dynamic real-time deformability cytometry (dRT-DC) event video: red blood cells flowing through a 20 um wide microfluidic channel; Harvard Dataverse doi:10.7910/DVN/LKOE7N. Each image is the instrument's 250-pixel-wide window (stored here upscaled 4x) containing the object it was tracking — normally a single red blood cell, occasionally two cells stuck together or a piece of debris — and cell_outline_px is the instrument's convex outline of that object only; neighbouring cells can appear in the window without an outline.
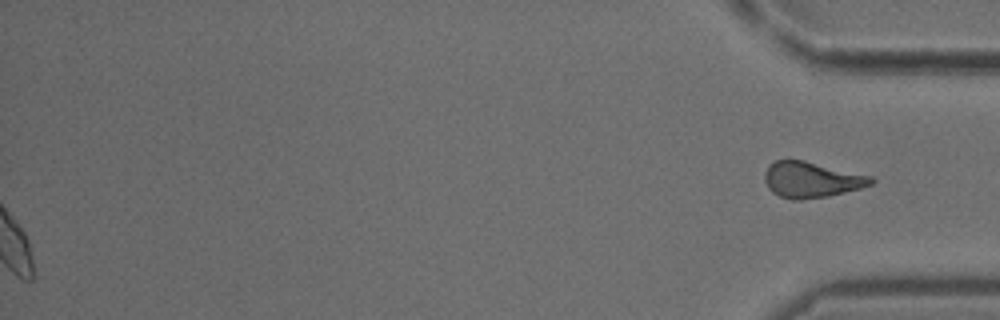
{"species": "common noctule bat (a hibernating species)", "species_latin": "Nyctalus noctula", "temperature_condition": "cold", "stored_images_in_passage": 48, "segment_of_instrument_passage": [2, 2], "camera_frame_rate_fps": 3000, "um_per_image_px": 0.085, "animal": {"sex": "male", "body_mass_g": 18.8}, "frame": {"image": 1, "passage_image": 48, "time_ms": 15.667, "image_size_px": [1000, 320], "cell_outline_px": [[876, 180], [872, 184], [860, 188], [828, 196], [800, 200], [792, 200], [780, 196], [772, 192], [768, 188], [764, 180], [764, 172], [768, 164], [776, 160], [804, 160], [872, 176]], "centroid_in_image_um": [68.95, 15.27], "position_along_channel_um": 366.3, "area_um2": 22.31}}